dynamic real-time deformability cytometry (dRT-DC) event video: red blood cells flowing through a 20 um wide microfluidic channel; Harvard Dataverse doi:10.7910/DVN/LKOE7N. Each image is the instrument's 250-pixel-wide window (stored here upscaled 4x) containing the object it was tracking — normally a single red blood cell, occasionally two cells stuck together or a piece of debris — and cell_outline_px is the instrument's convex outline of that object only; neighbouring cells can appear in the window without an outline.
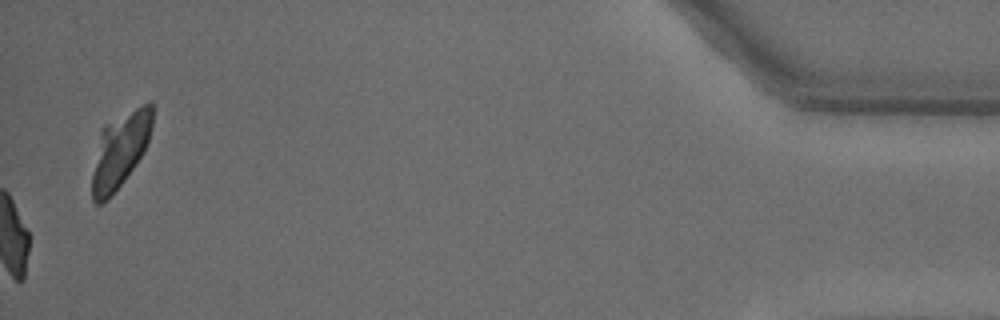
{"species": "common noctule bat (a hibernating species)", "species_latin": "Nyctalus noctula", "temperature_condition": "warm", "stored_images_in_passage": 41, "camera_frame_rate_fps": 3000, "um_per_image_px": 0.085, "animal": {"sex": "male", "body_mass_g": 18.8}, "frame": {"image": 1, "passage_image": 41, "time_ms": 13.333, "image_size_px": [1000, 320], "cell_outline_px": [[152, 128], [148, 144], [124, 180], [108, 200], [100, 204], [96, 204], [92, 200], [92, 172], [100, 128], [104, 124], [152, 100]], "centroid_in_image_um": [10.18, 12.77], "position_along_channel_um": 425.0, "area_um2": 26.24}}